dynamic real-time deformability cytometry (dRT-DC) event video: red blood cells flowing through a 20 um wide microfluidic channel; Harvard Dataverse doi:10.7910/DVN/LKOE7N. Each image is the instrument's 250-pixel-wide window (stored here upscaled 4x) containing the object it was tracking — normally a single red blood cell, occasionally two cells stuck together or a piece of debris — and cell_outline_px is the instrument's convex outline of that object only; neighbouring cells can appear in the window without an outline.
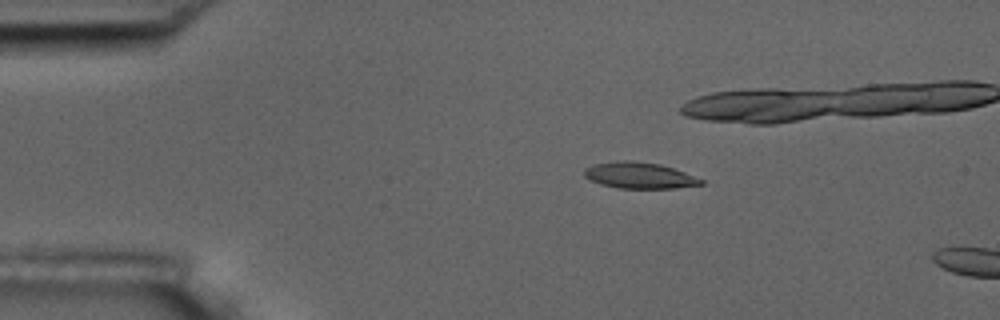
{"species": "common noctule bat (a hibernating species)", "species_latin": "Nyctalus noctula", "temperature_condition": "room temperature", "stored_images_in_passage": 4, "camera_frame_rate_fps": 3000, "um_per_image_px": 0.085, "animal": {"sex": "male", "body_mass_g": 17.5, "forearm_length_mm": 52.3}, "frame": {"image": 1, "passage_image": 3, "time_ms": 3.333, "image_size_px": [1000, 320], "cell_outline_px": [[704, 184], [676, 188], [620, 188], [600, 184], [584, 176], [584, 168], [592, 164], [616, 160], [632, 160], [660, 164], [684, 172], [704, 180]], "centroid_in_image_um": [54.32, 14.9], "position_along_channel_um": 30.7, "area_um2": 17.86}}